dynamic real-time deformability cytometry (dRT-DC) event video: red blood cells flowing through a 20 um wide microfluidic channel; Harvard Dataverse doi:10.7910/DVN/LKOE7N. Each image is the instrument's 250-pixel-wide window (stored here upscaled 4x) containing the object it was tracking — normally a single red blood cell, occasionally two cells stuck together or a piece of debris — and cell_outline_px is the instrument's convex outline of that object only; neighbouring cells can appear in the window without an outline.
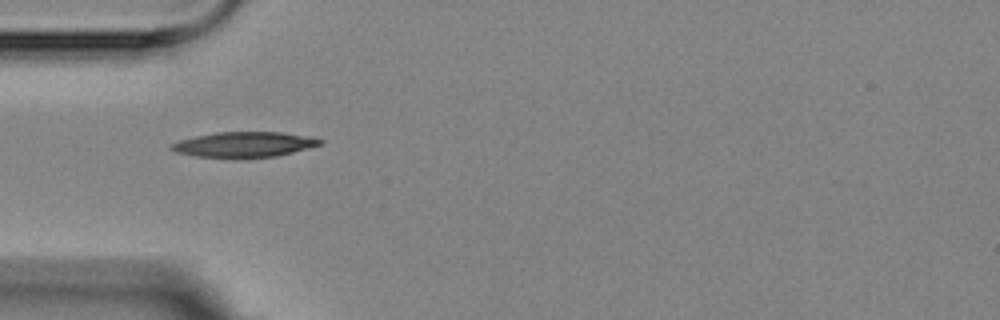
{"species": "Egyptian fruit bat (a non-hibernating species)", "species_latin": "Rousettus aegyptiacus", "temperature_condition": "room temperature", "stored_images_in_passage": 2, "camera_frame_rate_fps": 3000, "um_per_image_px": 0.085, "animal": {"sex": "female"}, "frame": {"image": 1, "passage_image": 1, "time_ms": 0.0, "image_size_px": [1000, 320], "cell_outline_px": [[324, 144], [276, 156], [236, 160], [196, 156], [176, 152], [168, 148], [172, 144], [180, 140], [196, 136], [216, 132], [280, 132], [312, 136], [324, 140]], "centroid_in_image_um": [20.78, 12.31], "position_along_channel_um": 64.2, "area_um2": 22.54}}
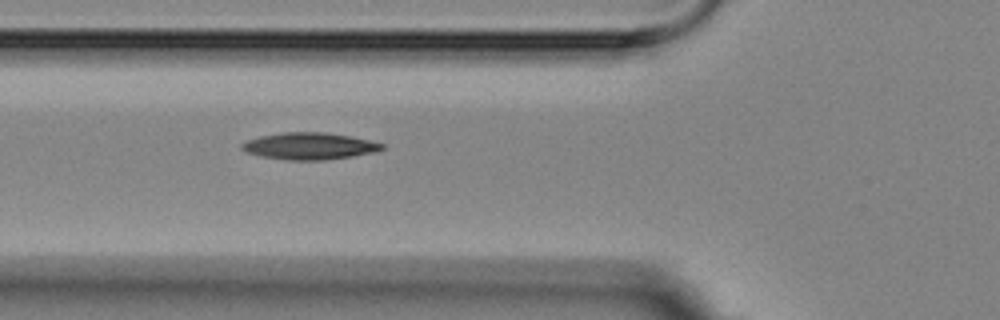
{"frame": {"image": 2, "passage_image": 2, "time_ms": 1.0, "image_size_px": [1000, 320], "cell_outline_px": [[384, 148], [376, 152], [352, 156], [324, 160], [288, 160], [260, 156], [248, 152], [240, 148], [240, 144], [248, 140], [260, 136], [284, 132], [324, 132], [348, 136], [368, 140], [384, 144]], "centroid_in_image_um": [26.29, 12.42], "position_along_channel_um": 99.5, "area_um2": 21.79}}